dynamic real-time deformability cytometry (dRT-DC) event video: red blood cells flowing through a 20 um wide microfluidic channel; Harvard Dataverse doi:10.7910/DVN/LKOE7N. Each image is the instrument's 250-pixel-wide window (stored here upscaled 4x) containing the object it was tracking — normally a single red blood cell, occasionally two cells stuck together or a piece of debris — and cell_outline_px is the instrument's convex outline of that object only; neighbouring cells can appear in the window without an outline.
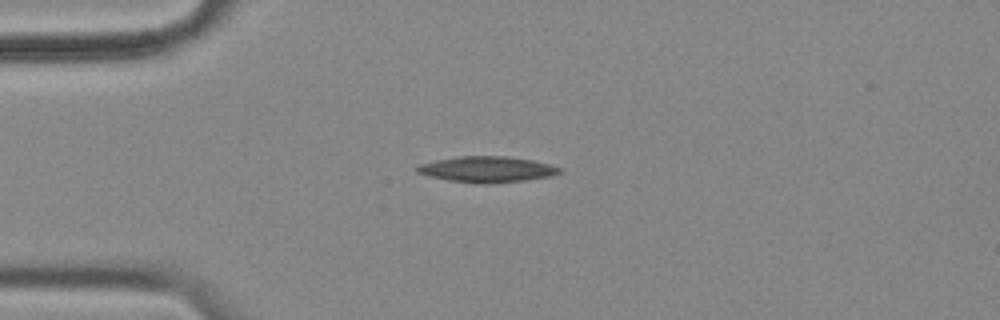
{"species": "common noctule bat (a hibernating species)", "species_latin": "Nyctalus noctula", "temperature_condition": "cold", "stored_images_in_passage": 4, "camera_frame_rate_fps": 3000, "um_per_image_px": 0.085, "animal": {"sex": "female", "body_mass_g": 18.4}, "frame": {"image": 1, "passage_image": 1, "time_ms": 0.0, "image_size_px": [1000, 320], "cell_outline_px": [[564, 172], [552, 176], [524, 180], [484, 184], [448, 180], [416, 172], [416, 164], [436, 160], [460, 156], [508, 156], [532, 160], [564, 168]], "centroid_in_image_um": [41.43, 14.38], "position_along_channel_um": 43.6, "area_um2": 21.5}}
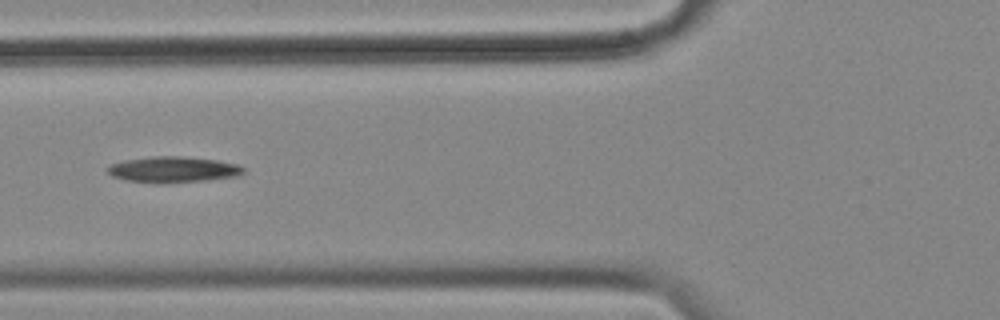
{"frame": {"image": 2, "passage_image": 3, "time_ms": 0.667, "image_size_px": [1000, 320], "cell_outline_px": [[244, 172], [236, 176], [204, 180], [164, 184], [160, 184], [124, 180], [112, 176], [108, 172], [108, 168], [112, 164], [124, 160], [152, 156], [180, 156], [216, 160], [236, 164], [244, 168]], "centroid_in_image_um": [14.68, 14.42], "position_along_channel_um": 111.1, "area_um2": 20.46}}
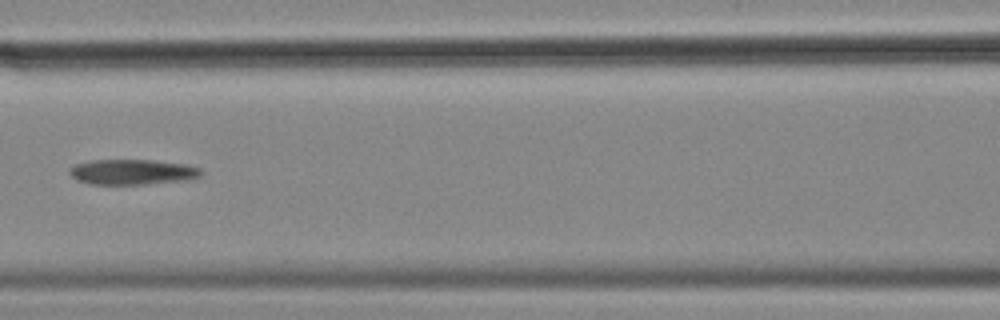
{"frame": {"image": 3, "passage_image": 4, "time_ms": 1.0, "image_size_px": [1000, 320], "cell_outline_px": [[204, 172], [200, 176], [188, 180], [144, 184], [88, 184], [76, 180], [68, 172], [68, 168], [76, 164], [92, 160], [152, 160], [184, 164], [200, 168]], "centroid_in_image_um": [11.23, 14.62], "position_along_channel_um": 155.4, "area_um2": 19.48}}